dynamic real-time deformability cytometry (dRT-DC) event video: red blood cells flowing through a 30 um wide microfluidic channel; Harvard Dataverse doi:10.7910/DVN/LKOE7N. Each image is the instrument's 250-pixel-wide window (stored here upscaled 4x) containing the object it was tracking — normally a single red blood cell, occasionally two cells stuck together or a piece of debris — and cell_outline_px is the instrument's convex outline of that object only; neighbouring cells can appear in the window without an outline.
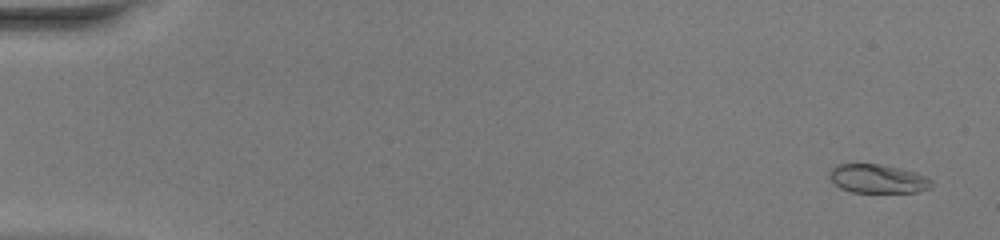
{"species": "common noctule bat (a hibernating species)", "species_latin": "Nyctalus noctula", "temperature_condition": "warm", "stored_images_in_passage": 51, "camera_frame_rate_fps": 3000, "um_per_image_px": 0.085, "animal": {"sex": "female", "body_mass_g": 20.0, "forearm_length_mm": 54.0}, "frame": {"image": 1, "passage_image": 3, "time_ms": 0.667, "image_size_px": [1000, 240], "cell_outline_px": [[932, 188], [916, 192], [852, 192], [840, 188], [828, 176], [828, 172], [836, 164], [880, 164], [900, 168], [916, 172], [928, 176], [932, 180]], "centroid_in_image_um": [74.64, 15.19], "position_along_channel_um": 10.4, "area_um2": 17.28}}
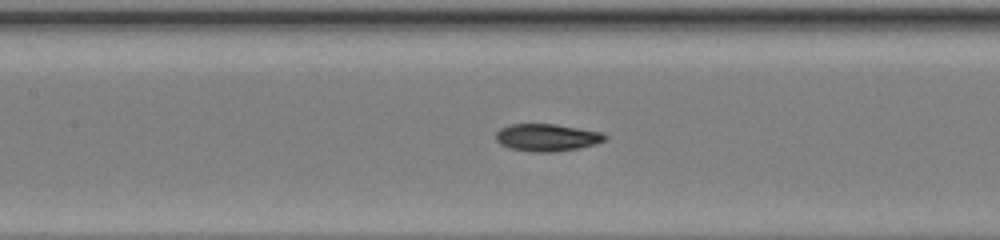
{"frame": {"image": 2, "passage_image": 25, "time_ms": 8.0, "image_size_px": [1000, 240], "cell_outline_px": [[608, 140], [596, 144], [580, 148], [556, 152], [532, 152], [508, 148], [500, 144], [496, 140], [496, 132], [500, 128], [508, 124], [556, 124], [604, 132], [608, 136]], "centroid_in_image_um": [46.53, 11.69], "position_along_channel_um": 160.9, "area_um2": 17.8}}
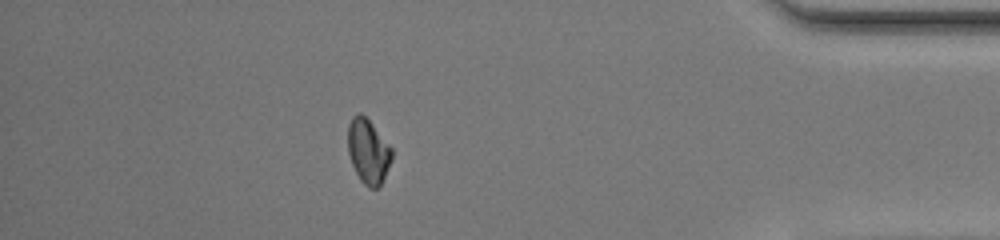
{"frame": {"image": 3, "passage_image": 45, "time_ms": 14.667, "image_size_px": [1000, 240], "cell_outline_px": [[392, 160], [380, 184], [376, 188], [368, 188], [360, 180], [352, 164], [348, 152], [348, 124], [352, 116], [360, 112], [372, 124], [392, 148]], "centroid_in_image_um": [31.28, 12.85], "position_along_channel_um": 403.9, "area_um2": 16.36}, "authors_computed_cell_mechanics": {"area_um2": 17.1088, "velocity_mm_per_s": 4.2258, "shape_relaxation_time_tau1_ms": 6.752, "shape_relaxation_time_tau2_ms": 2.0808, "deformation_change_tau1": 0.2303, "deformation_change_tau2": 0.0303}}